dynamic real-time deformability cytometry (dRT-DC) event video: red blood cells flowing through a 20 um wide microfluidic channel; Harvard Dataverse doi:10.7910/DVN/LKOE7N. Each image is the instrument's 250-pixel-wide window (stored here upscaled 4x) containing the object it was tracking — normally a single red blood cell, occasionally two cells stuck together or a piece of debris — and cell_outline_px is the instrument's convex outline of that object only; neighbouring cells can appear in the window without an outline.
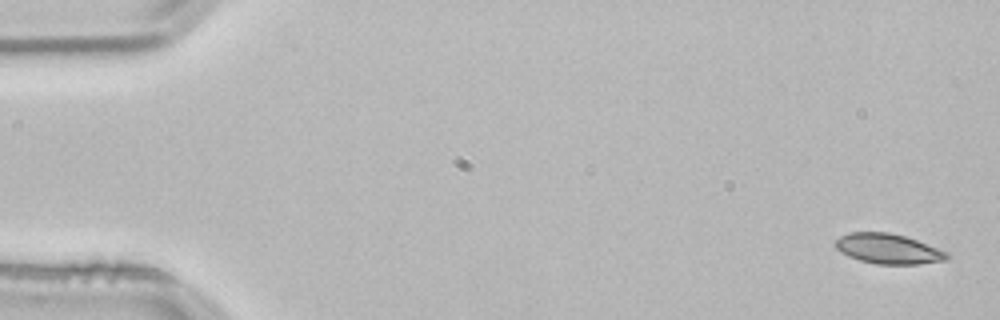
{"species": "common noctule bat (a hibernating species)", "species_latin": "Nyctalus noctula", "temperature_condition": "room temperature", "stored_images_in_passage": 3, "camera_frame_rate_fps": 3000, "um_per_image_px": 0.085, "animal": {"sex": "male", "body_mass_g": 21.5, "forearm_length_mm": 52.0}, "frame": {"image": 1, "passage_image": 1, "time_ms": 0.0, "image_size_px": [1000, 320], "cell_outline_px": [[952, 256], [944, 260], [916, 264], [876, 264], [860, 260], [848, 256], [840, 252], [832, 244], [840, 236], [848, 232], [888, 232], [904, 236], [916, 240], [948, 252]], "centroid_in_image_um": [75.46, 21.14], "position_along_channel_um": 9.5, "area_um2": 19.54}}
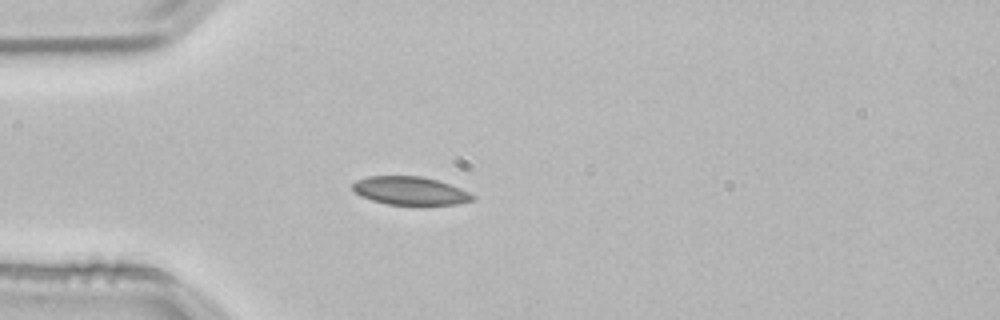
{"frame": {"image": 2, "passage_image": 3, "time_ms": 0.667, "image_size_px": [1000, 320], "cell_outline_px": [[476, 200], [456, 204], [388, 204], [372, 200], [360, 196], [352, 188], [352, 184], [356, 180], [368, 176], [420, 176], [436, 180], [460, 188], [476, 196]], "centroid_in_image_um": [34.86, 16.21], "position_along_channel_um": 50.1, "area_um2": 19.54}}